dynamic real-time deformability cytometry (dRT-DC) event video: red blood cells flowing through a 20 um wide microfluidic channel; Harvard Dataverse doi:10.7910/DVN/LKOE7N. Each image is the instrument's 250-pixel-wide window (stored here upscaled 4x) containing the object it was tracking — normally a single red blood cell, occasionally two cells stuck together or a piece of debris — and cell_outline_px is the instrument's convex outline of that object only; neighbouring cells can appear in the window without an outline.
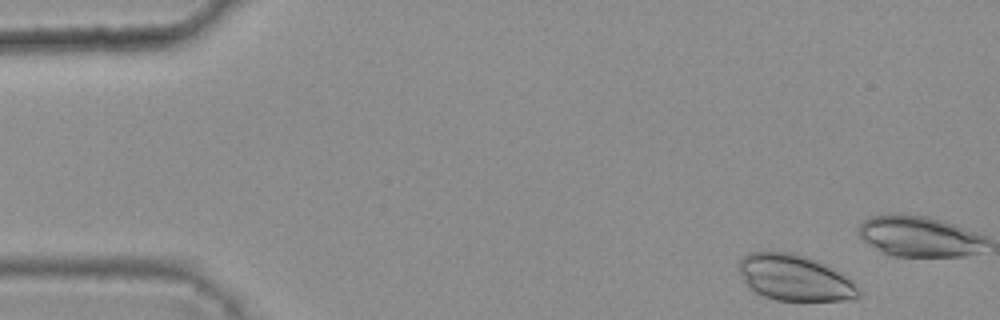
{"species": "common noctule bat (a hibernating species)", "species_latin": "Nyctalus noctula", "temperature_condition": "warm", "stored_images_in_passage": 10, "camera_frame_rate_fps": 3000, "um_per_image_px": 0.085, "animal": {"sex": "female", "body_mass_g": 25.1}, "frame": {"image": 1, "passage_image": 1, "time_ms": 0.0, "image_size_px": [1000, 320], "cell_outline_px": [[864, 292], [860, 296], [844, 300], [776, 300], [764, 296], [756, 292], [744, 280], [740, 272], [740, 260], [748, 252], [792, 252], [828, 264], [840, 272]], "centroid_in_image_um": [67.59, 23.6], "position_along_channel_um": 17.4, "area_um2": 31.79}}